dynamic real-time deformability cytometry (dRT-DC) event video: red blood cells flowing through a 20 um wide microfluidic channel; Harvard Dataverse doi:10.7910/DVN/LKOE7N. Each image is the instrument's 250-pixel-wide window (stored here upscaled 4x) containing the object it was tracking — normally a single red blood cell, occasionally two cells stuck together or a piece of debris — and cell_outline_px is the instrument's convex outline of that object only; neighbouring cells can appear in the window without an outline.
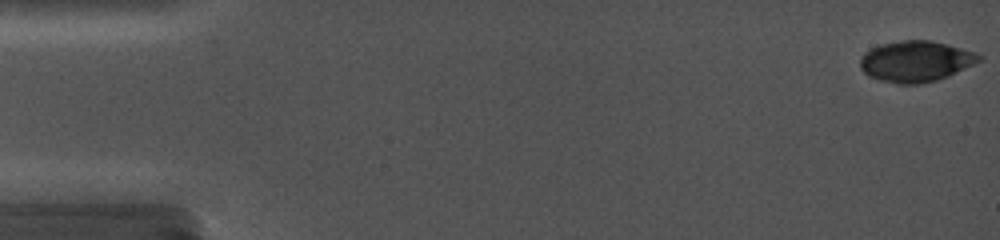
{"species": "common noctule bat (a hibernating species)", "species_latin": "Nyctalus noctula", "temperature_condition": "cold", "stored_images_in_passage": 10, "camera_frame_rate_fps": 5000, "um_per_image_px": 0.085, "animal": {"sex": "female", "body_mass_g": 19.0, "forearm_length_mm": 56.7}, "frame": {"image": 1, "passage_image": 1, "time_ms": 0.0, "image_size_px": [1000, 240], "cell_outline_px": [[984, 56], [980, 60], [948, 76], [936, 80], [920, 84], [896, 84], [880, 80], [868, 76], [860, 68], [860, 56], [864, 52], [880, 44], [904, 40], [932, 40], [948, 44], [976, 52]], "centroid_in_image_um": [77.82, 5.21], "position_along_channel_um": 7.2, "area_um2": 28.44}}
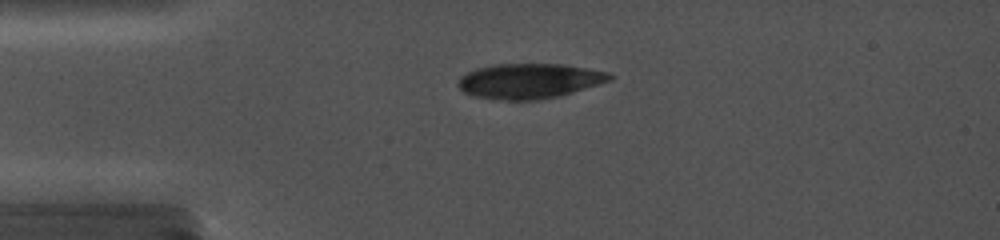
{"frame": {"image": 2, "passage_image": 9, "time_ms": 4.0, "image_size_px": [1000, 240], "cell_outline_px": [[616, 76], [612, 80], [572, 92], [556, 96], [536, 100], [508, 100], [472, 96], [464, 92], [456, 84], [460, 76], [476, 68], [492, 64], [564, 64], [612, 72]], "centroid_in_image_um": [45.01, 6.87], "position_along_channel_um": 40.0, "area_um2": 31.1}}